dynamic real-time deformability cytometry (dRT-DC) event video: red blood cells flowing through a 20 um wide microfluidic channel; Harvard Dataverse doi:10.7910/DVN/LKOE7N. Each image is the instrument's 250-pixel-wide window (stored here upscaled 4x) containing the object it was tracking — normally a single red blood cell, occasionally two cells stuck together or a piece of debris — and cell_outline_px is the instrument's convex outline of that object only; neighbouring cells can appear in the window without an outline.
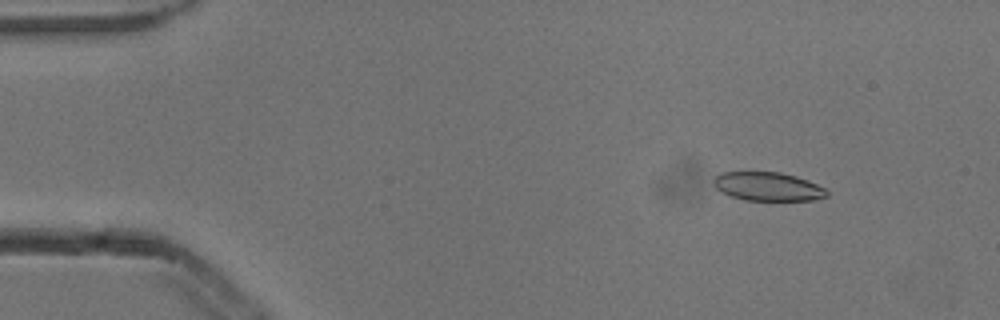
{"species": "common noctule bat (a hibernating species)", "species_latin": "Nyctalus noctula", "temperature_condition": "cold", "stored_images_in_passage": 6, "camera_frame_rate_fps": 3000, "um_per_image_px": 0.085, "animal": {"sex": "male", "body_mass_g": 13.3}, "frame": {"image": 1, "passage_image": 2, "time_ms": 0.333, "image_size_px": [1000, 320], "cell_outline_px": [[828, 196], [812, 200], [744, 200], [732, 196], [716, 188], [712, 184], [712, 180], [720, 172], [780, 172], [796, 176], [808, 180], [824, 188], [828, 192]], "centroid_in_image_um": [65.26, 15.84], "position_along_channel_um": 19.7, "area_um2": 18.84}}
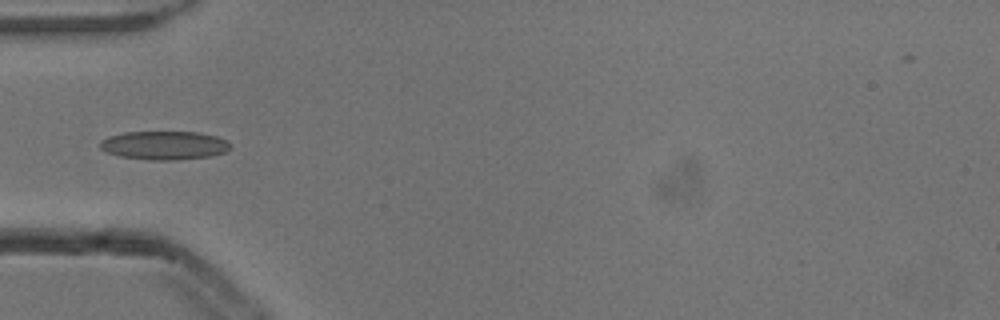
{"frame": {"image": 2, "passage_image": 5, "time_ms": 1.333, "image_size_px": [1000, 320], "cell_outline_px": [[232, 148], [224, 152], [212, 156], [180, 160], [148, 160], [120, 156], [108, 152], [100, 148], [100, 140], [108, 136], [124, 132], [196, 132], [216, 136], [232, 144]], "centroid_in_image_um": [13.97, 12.36], "position_along_channel_um": 71.0, "area_um2": 21.85}}
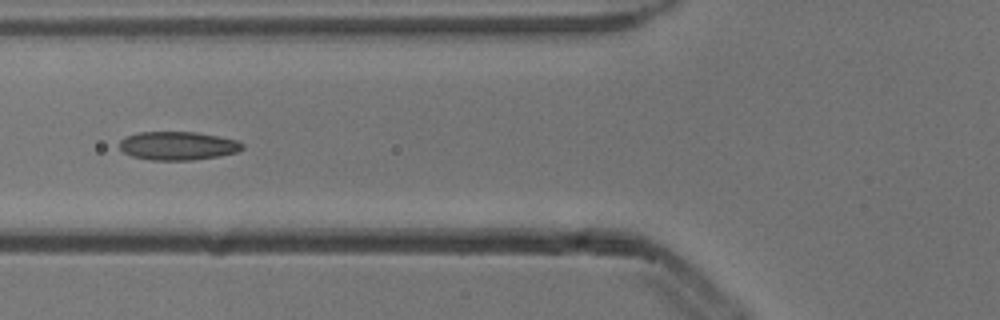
{"frame": {"image": 3, "passage_image": 6, "time_ms": 1.667, "image_size_px": [1000, 320], "cell_outline_px": [[244, 148], [236, 152], [220, 156], [192, 160], [152, 160], [132, 156], [124, 152], [120, 148], [120, 140], [124, 136], [140, 132], [196, 132], [236, 140], [244, 144]], "centroid_in_image_um": [15.11, 12.39], "position_along_channel_um": 110.7, "area_um2": 20.35}}